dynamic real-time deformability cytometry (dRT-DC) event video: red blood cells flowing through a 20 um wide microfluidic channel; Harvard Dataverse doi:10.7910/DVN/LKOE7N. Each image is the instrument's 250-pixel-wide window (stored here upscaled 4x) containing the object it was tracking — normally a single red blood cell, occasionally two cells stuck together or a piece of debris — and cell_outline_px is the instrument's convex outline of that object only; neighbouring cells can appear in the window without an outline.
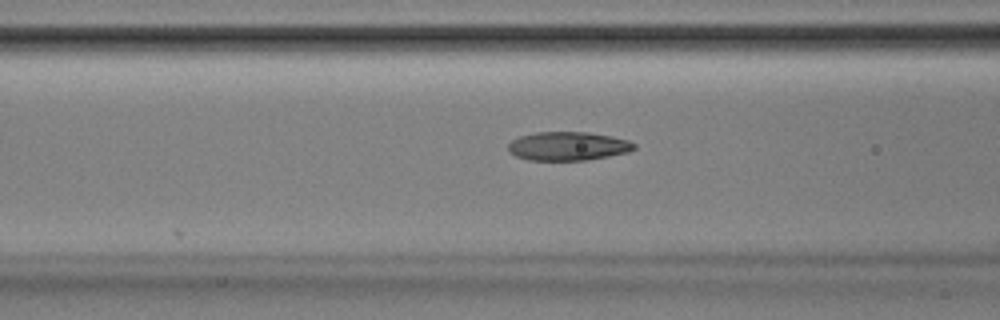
{"species": "Egyptian fruit bat (a non-hibernating species)", "species_latin": "Rousettus aegyptiacus", "temperature_condition": "room temperature", "stored_images_in_passage": 28, "camera_frame_rate_fps": 3000, "um_per_image_px": 0.085, "animal": {"sex": "male"}, "frame": {"image": 1, "passage_image": 7, "time_ms": 2.0, "image_size_px": [1000, 320], "cell_outline_px": [[636, 148], [628, 152], [608, 156], [584, 160], [528, 160], [516, 156], [508, 152], [508, 144], [512, 140], [520, 136], [536, 132], [588, 132], [612, 136], [628, 140], [636, 144]], "centroid_in_image_um": [48.27, 12.42], "position_along_channel_um": 118.3, "area_um2": 21.1}}
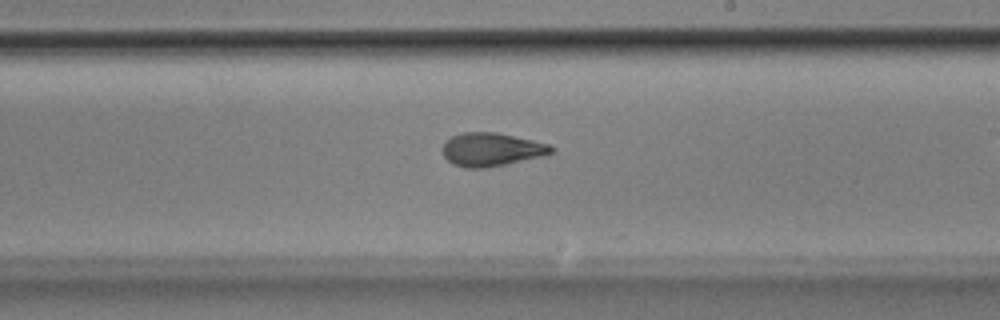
{"frame": {"image": 2, "passage_image": 17, "time_ms": 5.333, "image_size_px": [1000, 320], "cell_outline_px": [[552, 152], [540, 156], [504, 164], [484, 168], [464, 168], [452, 164], [444, 156], [440, 148], [452, 136], [464, 132], [496, 132], [532, 140], [548, 144], [552, 148]], "centroid_in_image_um": [41.69, 12.7], "position_along_channel_um": 247.3, "area_um2": 20.81}}
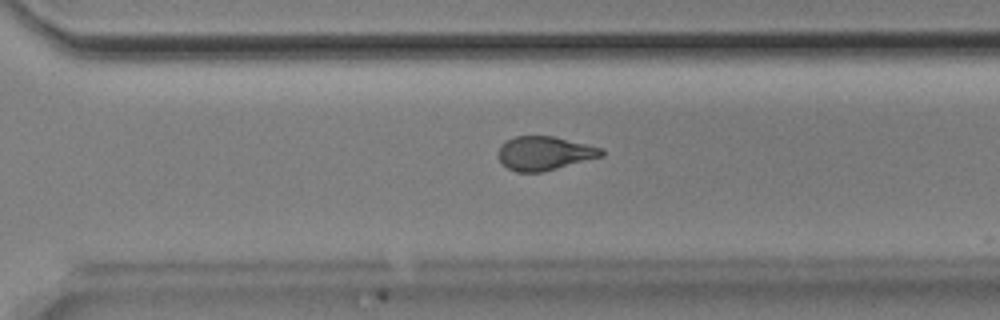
{"frame": {"image": 3, "passage_image": 23, "time_ms": 7.333, "image_size_px": [1000, 320], "cell_outline_px": [[604, 156], [540, 172], [516, 172], [508, 168], [500, 160], [500, 148], [508, 140], [516, 136], [552, 136], [604, 148]], "centroid_in_image_um": [46.34, 13.02], "position_along_channel_um": 324.3, "area_um2": 19.94}}